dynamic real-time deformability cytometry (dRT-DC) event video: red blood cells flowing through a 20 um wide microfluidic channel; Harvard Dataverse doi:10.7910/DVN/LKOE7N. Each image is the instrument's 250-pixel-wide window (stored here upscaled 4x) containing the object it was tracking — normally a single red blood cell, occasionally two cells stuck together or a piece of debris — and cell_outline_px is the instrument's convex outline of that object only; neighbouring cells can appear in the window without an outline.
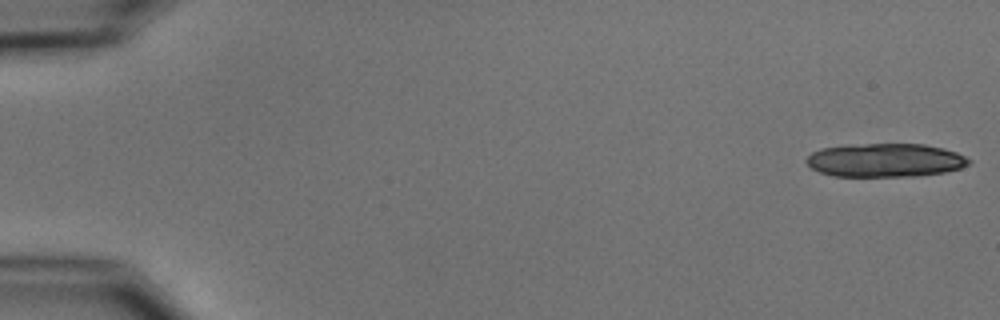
{"species": "common noctule bat (a hibernating species)", "species_latin": "Nyctalus noctula", "temperature_condition": "cold", "stored_images_in_passage": 41, "camera_frame_rate_fps": 3000, "um_per_image_px": 0.085, "animal": {"sex": "male", "body_mass_g": 15.6}, "frame": {"image": 1, "passage_image": 1, "time_ms": 0.0, "image_size_px": [1000, 320], "cell_outline_px": [[972, 160], [968, 164], [960, 168], [944, 172], [916, 176], [832, 176], [820, 172], [812, 168], [804, 160], [812, 152], [820, 148], [848, 144], [924, 144], [944, 148], [956, 152]], "centroid_in_image_um": [75.22, 13.61], "position_along_channel_um": 9.8, "area_um2": 31.91}}
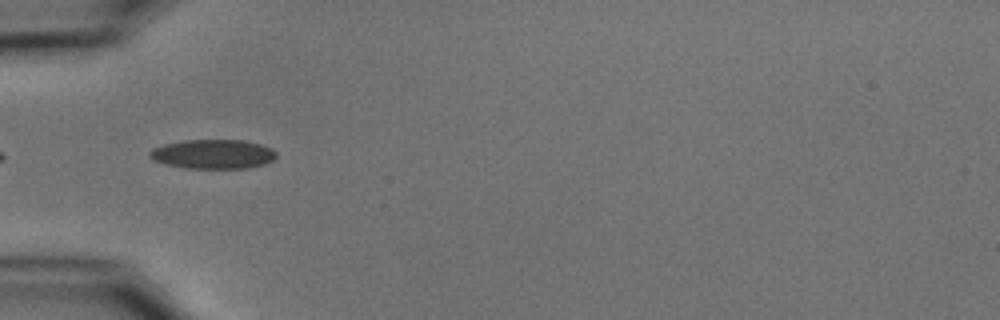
{"frame": {"image": 2, "passage_image": 18, "time_ms": 5.667, "image_size_px": [1000, 320], "cell_outline_px": [[276, 156], [272, 160], [264, 164], [248, 168], [184, 168], [164, 164], [148, 156], [148, 152], [152, 148], [164, 144], [184, 140], [244, 140], [260, 144], [272, 148], [276, 152]], "centroid_in_image_um": [18.09, 13.09], "position_along_channel_um": 66.9, "area_um2": 21.68}}